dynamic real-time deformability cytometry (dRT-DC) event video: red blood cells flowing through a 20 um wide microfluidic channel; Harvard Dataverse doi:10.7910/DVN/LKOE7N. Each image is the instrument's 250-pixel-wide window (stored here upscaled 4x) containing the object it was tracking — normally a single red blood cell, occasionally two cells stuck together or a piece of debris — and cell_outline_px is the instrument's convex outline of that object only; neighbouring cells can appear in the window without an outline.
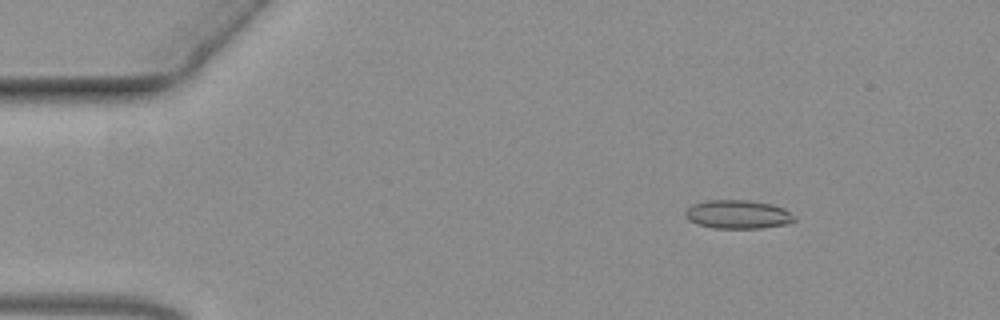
{"species": "common noctule bat (a hibernating species)", "species_latin": "Nyctalus noctula", "temperature_condition": "warm", "stored_images_in_passage": 58, "camera_frame_rate_fps": 3000, "um_per_image_px": 0.085, "animal": {"sex": "female", "body_mass_g": 19.3, "forearm_length_mm": 54.1}, "frame": {"image": 1, "passage_image": 8, "time_ms": 2.333, "image_size_px": [1000, 320], "cell_outline_px": [[796, 220], [788, 224], [760, 228], [712, 228], [696, 224], [688, 220], [684, 216], [684, 212], [692, 204], [704, 200], [748, 200], [772, 204], [784, 208]], "centroid_in_image_um": [62.67, 18.22], "position_along_channel_um": 22.3, "area_um2": 18.32}}
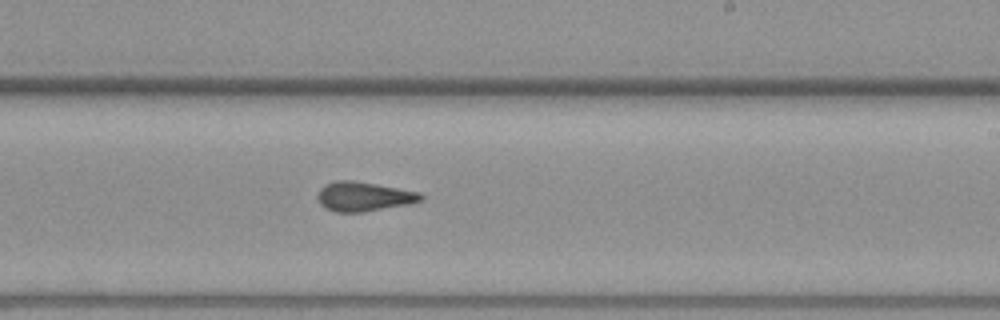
{"frame": {"image": 2, "passage_image": 35, "time_ms": 11.333, "image_size_px": [1000, 320], "cell_outline_px": [[424, 200], [408, 204], [364, 212], [336, 212], [324, 208], [320, 204], [316, 196], [320, 188], [324, 184], [336, 180], [352, 180], [376, 184], [420, 192], [424, 196]], "centroid_in_image_um": [30.89, 16.7], "position_along_channel_um": 258.1, "area_um2": 17.86}}
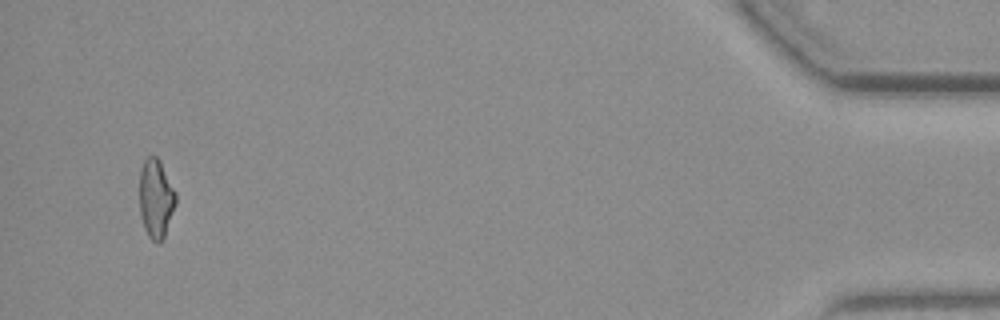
{"frame": {"image": 3, "passage_image": 56, "time_ms": 18.333, "image_size_px": [1000, 320], "cell_outline_px": [[176, 204], [164, 236], [160, 244], [156, 244], [148, 236], [144, 228], [140, 216], [140, 168], [144, 160], [148, 156], [156, 156], [160, 160], [176, 192]], "centroid_in_image_um": [13.25, 16.88], "position_along_channel_um": 422.0, "area_um2": 16.82}}